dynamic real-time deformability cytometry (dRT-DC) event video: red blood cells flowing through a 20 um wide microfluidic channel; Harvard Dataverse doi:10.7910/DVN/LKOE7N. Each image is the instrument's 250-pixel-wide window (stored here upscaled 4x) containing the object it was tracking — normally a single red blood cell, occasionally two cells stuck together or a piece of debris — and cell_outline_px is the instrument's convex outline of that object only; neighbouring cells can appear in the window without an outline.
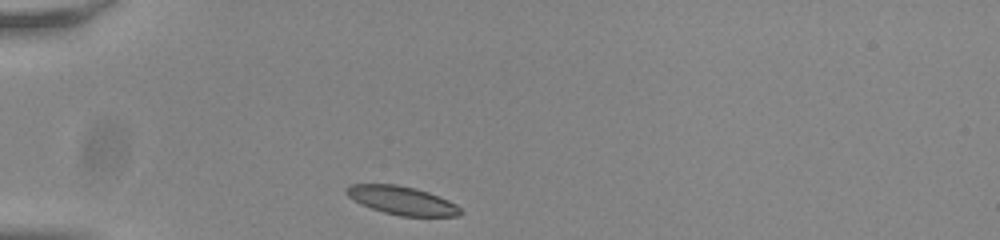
{"species": "common noctule bat (a hibernating species)", "species_latin": "Nyctalus noctula", "temperature_condition": "room temperature", "stored_images_in_passage": 31, "camera_frame_rate_fps": 3000, "um_per_image_px": 0.085, "animal": {"sex": "male", "body_mass_g": 20.0, "forearm_length_mm": 53.3}, "frame": {"image": 1, "passage_image": 1, "time_ms": 0.0, "image_size_px": [1000, 240], "cell_outline_px": [[464, 212], [460, 216], [400, 216], [384, 212], [360, 204], [348, 196], [344, 192], [344, 188], [352, 184], [396, 184], [416, 188], [428, 192], [448, 200], [456, 204]], "centroid_in_image_um": [34.16, 17.03], "position_along_channel_um": 50.8, "area_um2": 18.96}}
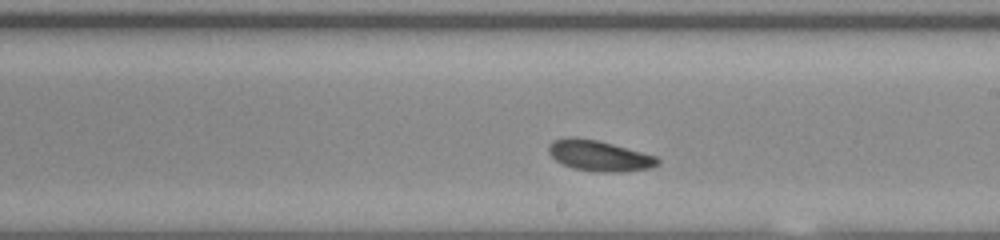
{"frame": {"image": 2, "passage_image": 18, "time_ms": 5.667, "image_size_px": [1000, 240], "cell_outline_px": [[660, 164], [652, 168], [624, 172], [600, 172], [572, 168], [560, 164], [548, 152], [548, 144], [556, 140], [596, 140], [612, 144], [656, 156], [660, 160]], "centroid_in_image_um": [51.0, 13.3], "position_along_channel_um": 238.0, "area_um2": 18.96}}
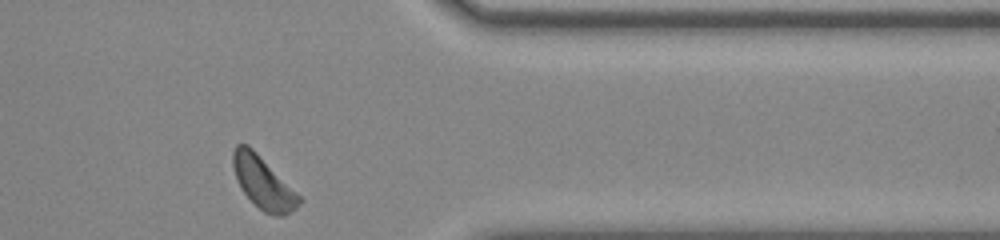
{"frame": {"image": 3, "passage_image": 31, "time_ms": 10.0, "image_size_px": [1000, 240], "cell_outline_px": [[304, 200], [296, 208], [284, 216], [276, 216], [264, 212], [240, 188], [236, 180], [232, 164], [232, 152], [236, 144], [248, 144]], "centroid_in_image_um": [22.35, 15.53], "position_along_channel_um": 389.0, "area_um2": 19.83}, "authors_computed_cell_mechanics": {"area_um2": 19.4208, "velocity_mm_per_s": 3.7247, "shape_relaxation_time_tau1_ms": 2.2489, "shape_relaxation_time_tau2_ms": 4.2821, "deformation_change_tau1": 0.0671, "deformation_change_tau2": 0.0912}}